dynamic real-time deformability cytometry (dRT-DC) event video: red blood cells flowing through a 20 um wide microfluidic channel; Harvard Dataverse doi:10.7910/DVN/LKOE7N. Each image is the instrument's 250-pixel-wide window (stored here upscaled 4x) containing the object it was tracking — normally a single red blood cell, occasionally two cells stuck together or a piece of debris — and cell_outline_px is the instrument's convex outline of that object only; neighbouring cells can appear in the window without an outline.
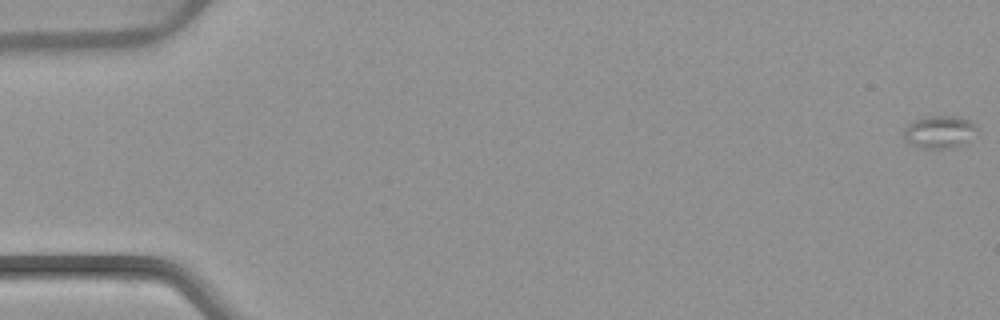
{"species": "common noctule bat (a hibernating species)", "species_latin": "Nyctalus noctula", "temperature_condition": "warm", "stored_images_in_passage": 54, "camera_frame_rate_fps": 3000, "um_per_image_px": 0.085, "animal": {"sex": "female", "body_mass_g": 22.7, "forearm_length_mm": 54.2}, "frame": {"image": 1, "passage_image": 1, "time_ms": 0.0, "image_size_px": [1000, 320], "cell_outline_px": [[976, 128], [968, 144], [956, 148], [924, 148], [912, 144], [904, 140], [904, 128], [908, 124], [924, 116], [956, 116], [972, 120], [976, 124]], "centroid_in_image_um": [79.89, 11.21], "position_along_channel_um": 5.1, "area_um2": 14.1}}
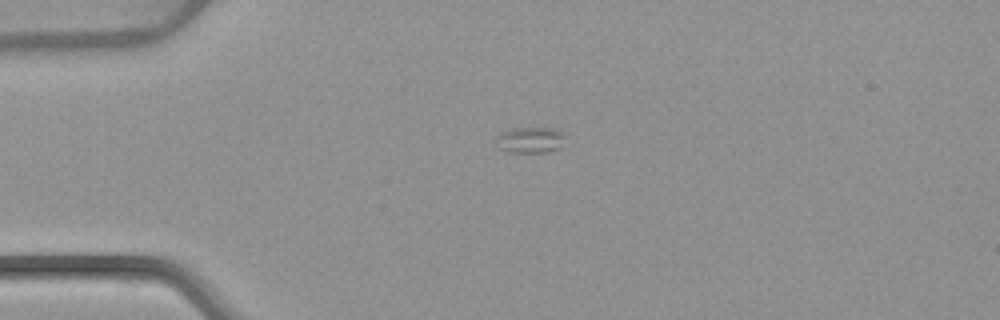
{"frame": {"image": 2, "passage_image": 14, "time_ms": 4.333, "image_size_px": [1000, 320], "cell_outline_px": [[564, 136], [560, 148], [548, 152], [508, 152], [496, 148], [496, 136], [500, 132], [512, 128], [556, 128]], "centroid_in_image_um": [45.0, 11.9], "position_along_channel_um": 40.0, "area_um2": 10.58}}
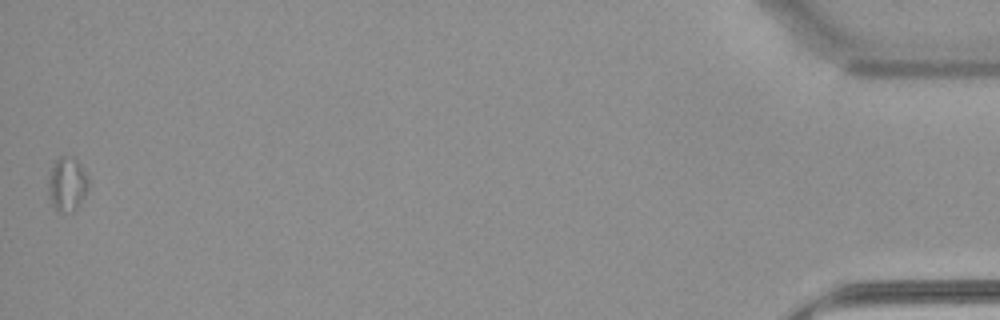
{"frame": {"image": 3, "passage_image": 54, "time_ms": 17.667, "image_size_px": [1000, 320], "cell_outline_px": [[88, 188], [84, 196], [76, 208], [72, 212], [60, 212], [52, 204], [48, 192], [48, 180], [52, 168], [56, 160], [60, 156], [72, 156], [80, 164], [88, 176]], "centroid_in_image_um": [5.71, 15.64], "position_along_channel_um": 429.5, "area_um2": 12.48}}